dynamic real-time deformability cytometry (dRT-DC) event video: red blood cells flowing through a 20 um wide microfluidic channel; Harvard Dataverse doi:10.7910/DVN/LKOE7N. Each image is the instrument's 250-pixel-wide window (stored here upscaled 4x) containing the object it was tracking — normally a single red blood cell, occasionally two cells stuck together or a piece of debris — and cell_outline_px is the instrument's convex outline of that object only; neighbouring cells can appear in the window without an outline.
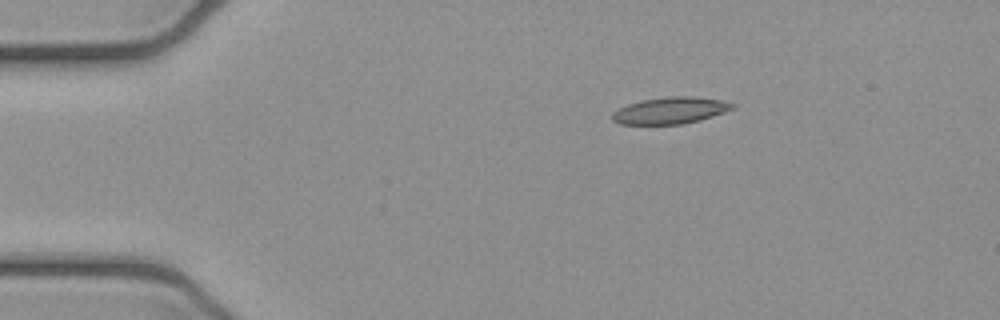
{"species": "common noctule bat (a hibernating species)", "species_latin": "Nyctalus noctula", "temperature_condition": "cold", "stored_images_in_passage": 4, "camera_frame_rate_fps": 3000, "um_per_image_px": 0.085, "animal": {"sex": "female", "body_mass_g": 21.9}, "frame": {"image": 1, "passage_image": 1, "time_ms": 0.0, "image_size_px": [1000, 320], "cell_outline_px": [[736, 108], [700, 120], [684, 124], [620, 124], [612, 120], [612, 112], [628, 104], [644, 100], [668, 96], [692, 96], [720, 100], [736, 104]], "centroid_in_image_um": [57.0, 9.39], "position_along_channel_um": 28.0, "area_um2": 18.61}}
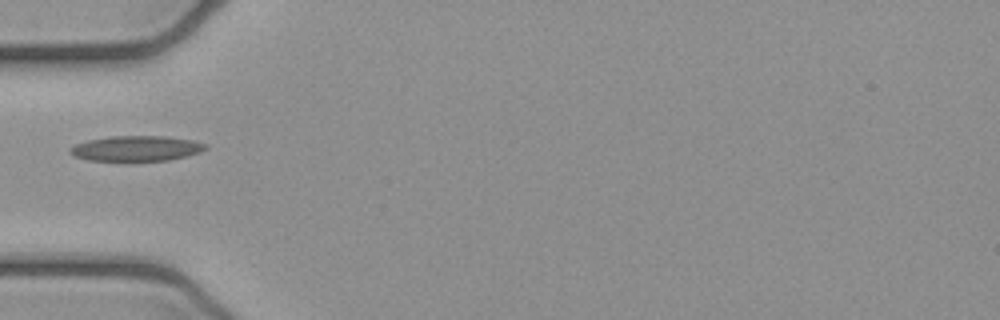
{"frame": {"image": 2, "passage_image": 3, "time_ms": 0.667, "image_size_px": [1000, 320], "cell_outline_px": [[208, 148], [200, 152], [168, 160], [124, 164], [88, 160], [76, 156], [68, 152], [68, 148], [76, 144], [88, 140], [112, 136], [164, 136], [192, 140], [208, 144]], "centroid_in_image_um": [11.55, 12.66], "position_along_channel_um": 73.5, "area_um2": 20.87}}
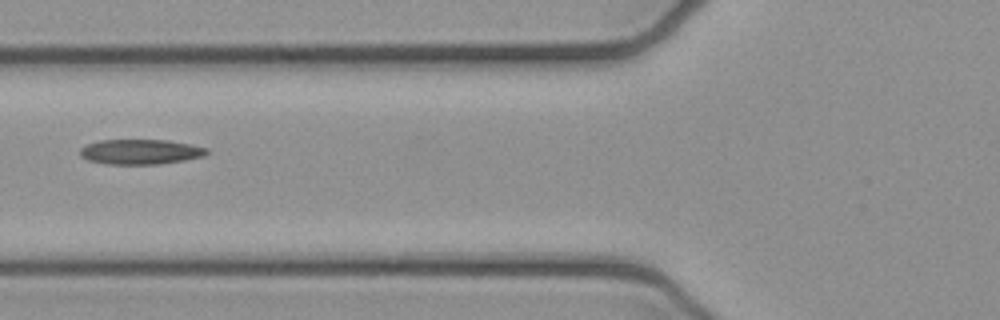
{"frame": {"image": 3, "passage_image": 4, "time_ms": 1.0, "image_size_px": [1000, 320], "cell_outline_px": [[208, 152], [204, 156], [184, 160], [160, 164], [104, 164], [88, 160], [80, 156], [80, 148], [84, 144], [100, 140], [168, 140], [208, 148]], "centroid_in_image_um": [11.89, 12.9], "position_along_channel_um": 113.9, "area_um2": 18.55}}